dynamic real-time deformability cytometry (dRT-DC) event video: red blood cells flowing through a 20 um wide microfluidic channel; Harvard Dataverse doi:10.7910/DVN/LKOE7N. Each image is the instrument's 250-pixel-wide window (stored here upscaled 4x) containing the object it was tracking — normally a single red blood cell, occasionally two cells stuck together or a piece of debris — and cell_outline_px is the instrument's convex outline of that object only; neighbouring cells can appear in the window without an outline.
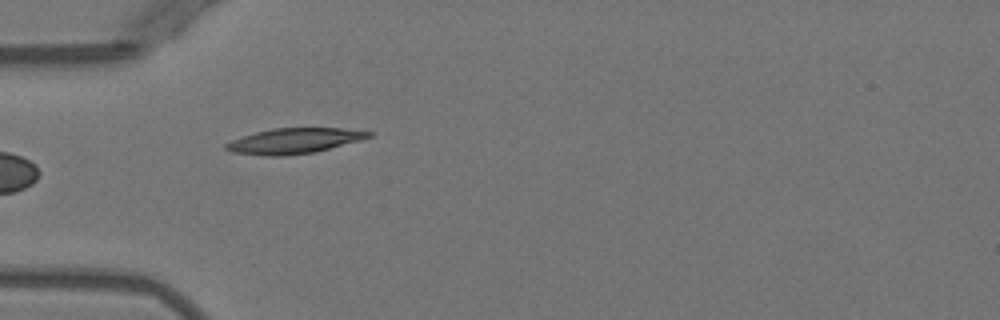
{"species": "Egyptian fruit bat (a non-hibernating species)", "species_latin": "Rousettus aegyptiacus", "temperature_condition": "warm", "stored_images_in_passage": 6, "camera_frame_rate_fps": 3000, "um_per_image_px": 0.085, "animal": {"sex": "female"}, "frame": {"image": 1, "passage_image": 5, "time_ms": 5.667, "image_size_px": [1000, 320], "cell_outline_px": [[372, 136], [360, 140], [312, 152], [284, 156], [264, 156], [232, 152], [224, 148], [224, 144], [232, 140], [256, 132], [272, 128], [340, 128], [372, 132]], "centroid_in_image_um": [24.95, 11.97], "position_along_channel_um": 60.1, "area_um2": 20.81}}
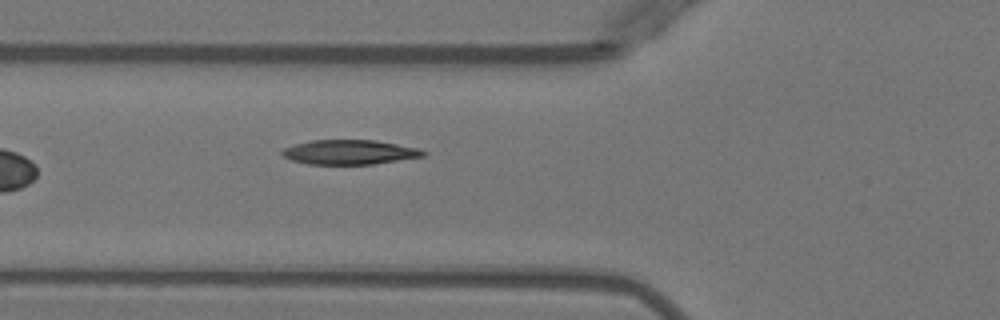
{"frame": {"image": 2, "passage_image": 6, "time_ms": 6.667, "image_size_px": [1000, 320], "cell_outline_px": [[428, 152], [424, 156], [372, 164], [308, 164], [292, 160], [284, 156], [280, 152], [284, 148], [296, 144], [312, 140], [376, 140], [420, 148]], "centroid_in_image_um": [29.74, 12.93], "position_along_channel_um": 96.1, "area_um2": 20.11}}